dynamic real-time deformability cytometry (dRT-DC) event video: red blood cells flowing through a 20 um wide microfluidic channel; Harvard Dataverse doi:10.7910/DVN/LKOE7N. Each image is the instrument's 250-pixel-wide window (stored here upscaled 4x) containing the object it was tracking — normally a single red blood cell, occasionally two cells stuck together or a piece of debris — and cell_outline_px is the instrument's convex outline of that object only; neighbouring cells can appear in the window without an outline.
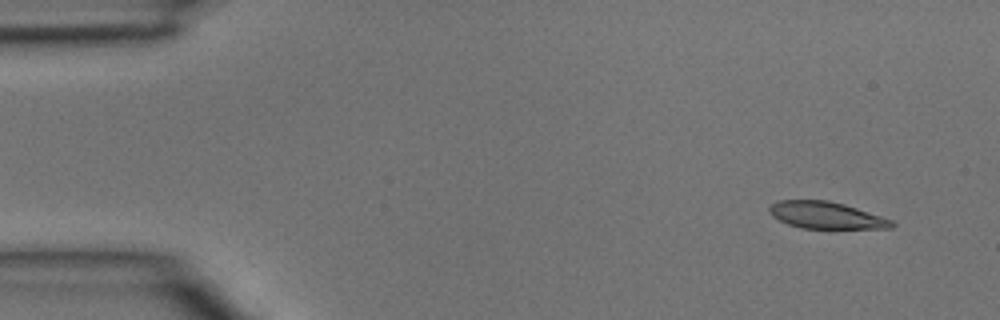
{"species": "common noctule bat (a hibernating species)", "species_latin": "Nyctalus noctula", "temperature_condition": "room temperature", "stored_images_in_passage": 3, "camera_frame_rate_fps": 3000, "um_per_image_px": 0.085, "animal": {"sex": "male", "body_mass_g": 15.6}, "frame": {"image": 1, "passage_image": 1, "time_ms": 0.0, "image_size_px": [1000, 320], "cell_outline_px": [[896, 224], [892, 228], [800, 228], [788, 224], [772, 216], [768, 212], [768, 208], [772, 204], [780, 200], [828, 200], [844, 204], [892, 220]], "centroid_in_image_um": [70.19, 18.29], "position_along_channel_um": 14.8, "area_um2": 19.02}}